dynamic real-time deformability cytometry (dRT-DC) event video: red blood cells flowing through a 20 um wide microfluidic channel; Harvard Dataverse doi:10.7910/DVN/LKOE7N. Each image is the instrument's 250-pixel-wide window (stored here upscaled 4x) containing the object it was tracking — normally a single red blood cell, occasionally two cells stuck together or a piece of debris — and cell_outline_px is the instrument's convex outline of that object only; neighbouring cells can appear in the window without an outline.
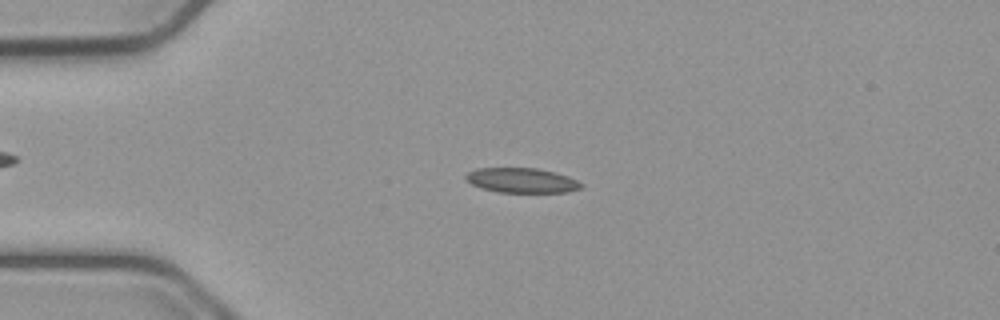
{"species": "common noctule bat (a hibernating species)", "species_latin": "Nyctalus noctula", "temperature_condition": "cold", "stored_images_in_passage": 46, "camera_frame_rate_fps": 3000, "um_per_image_px": 0.085, "animal": {"sex": "male", "body_mass_g": 23.1, "forearm_length_mm": 52.7}, "frame": {"image": 1, "passage_image": 5, "time_ms": 1.333, "image_size_px": [1000, 320], "cell_outline_px": [[584, 188], [568, 192], [496, 192], [472, 184], [464, 176], [468, 172], [476, 168], [536, 168], [556, 172], [568, 176], [584, 184]], "centroid_in_image_um": [44.4, 15.33], "position_along_channel_um": 40.6, "area_um2": 16.7}}
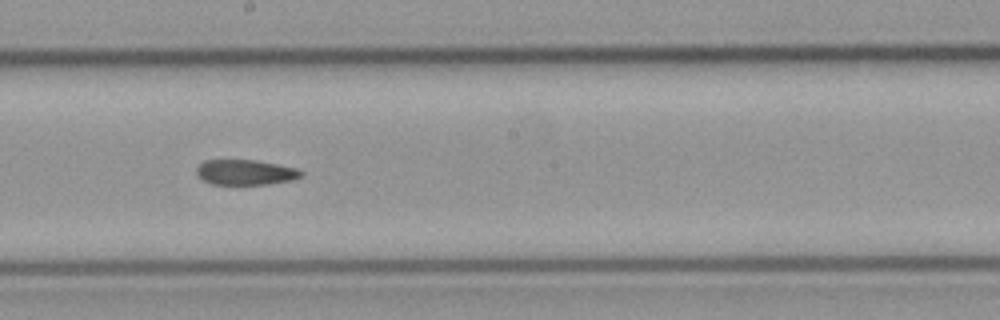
{"frame": {"image": 2, "passage_image": 22, "time_ms": 7.0, "image_size_px": [1000, 320], "cell_outline_px": [[304, 176], [292, 180], [268, 184], [212, 184], [204, 180], [196, 172], [196, 168], [204, 160], [256, 160], [300, 168], [304, 172]], "centroid_in_image_um": [20.94, 14.64], "position_along_channel_um": 227.3, "area_um2": 15.49}}
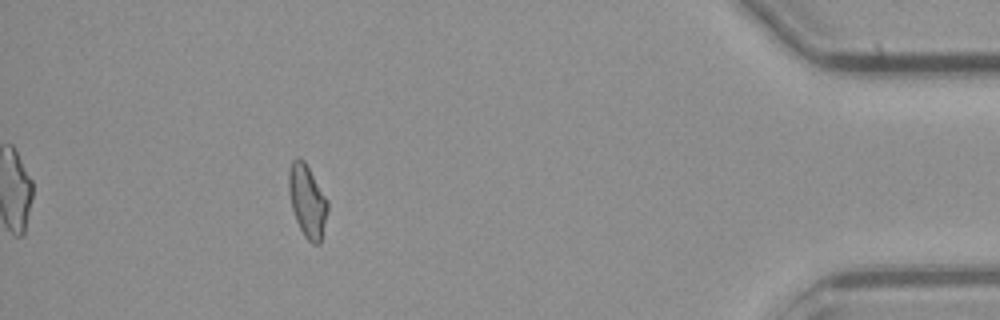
{"frame": {"image": 3, "passage_image": 41, "time_ms": 13.333, "image_size_px": [1000, 320], "cell_outline_px": [[328, 212], [320, 244], [312, 244], [304, 236], [296, 220], [292, 208], [288, 192], [288, 172], [292, 160], [296, 156], [300, 156], [304, 160], [328, 200]], "centroid_in_image_um": [26.11, 17.06], "position_along_channel_um": 409.1, "area_um2": 16.65}, "authors_computed_cell_mechanics": {"area_um2": 16.6464, "velocity_mm_per_s": 3.7691, "shape_relaxation_time_tau1_ms": null, "shape_relaxation_time_tau2_ms": 7.0323, "deformation_change_tau1": null, "deformation_change_tau2": 0.1555}}